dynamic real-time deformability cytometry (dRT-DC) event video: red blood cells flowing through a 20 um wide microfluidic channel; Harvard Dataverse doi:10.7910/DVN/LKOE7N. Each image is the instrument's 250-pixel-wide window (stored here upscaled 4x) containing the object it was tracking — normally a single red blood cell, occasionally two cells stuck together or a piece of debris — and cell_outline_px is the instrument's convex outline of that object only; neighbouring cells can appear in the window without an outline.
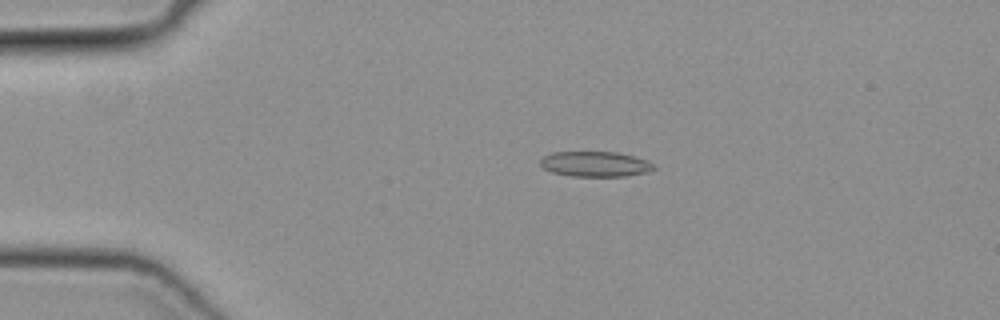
{"species": "common noctule bat (a hibernating species)", "species_latin": "Nyctalus noctula", "temperature_condition": "cold", "stored_images_in_passage": 45, "camera_frame_rate_fps": 3000, "um_per_image_px": 0.085, "animal": {"sex": "female", "body_mass_g": 19.3, "forearm_length_mm": 54.1}, "frame": {"image": 1, "passage_image": 6, "time_ms": 1.667, "image_size_px": [1000, 320], "cell_outline_px": [[656, 168], [644, 172], [624, 176], [572, 176], [552, 172], [544, 168], [540, 164], [540, 160], [544, 156], [552, 152], [616, 152], [632, 156], [644, 160], [652, 164]], "centroid_in_image_um": [50.53, 13.94], "position_along_channel_um": 34.5, "area_um2": 16.36}}
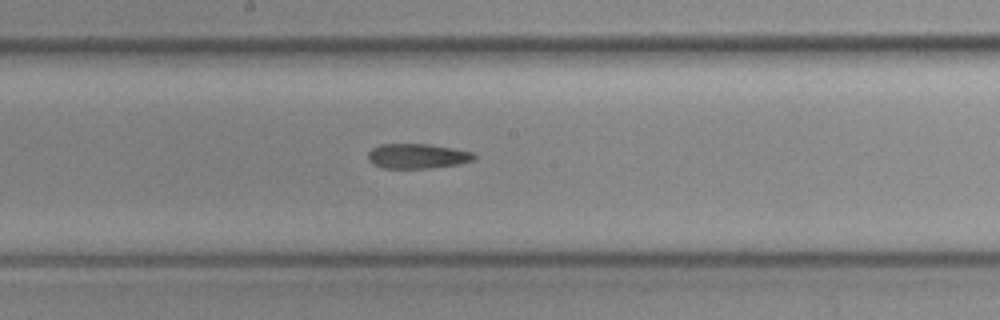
{"frame": {"image": 2, "passage_image": 22, "time_ms": 7.0, "image_size_px": [1000, 320], "cell_outline_px": [[476, 156], [472, 160], [456, 164], [428, 168], [384, 168], [368, 160], [368, 152], [372, 148], [380, 144], [428, 144], [452, 148], [472, 152]], "centroid_in_image_um": [35.44, 13.26], "position_along_channel_um": 212.8, "area_um2": 15.09}}
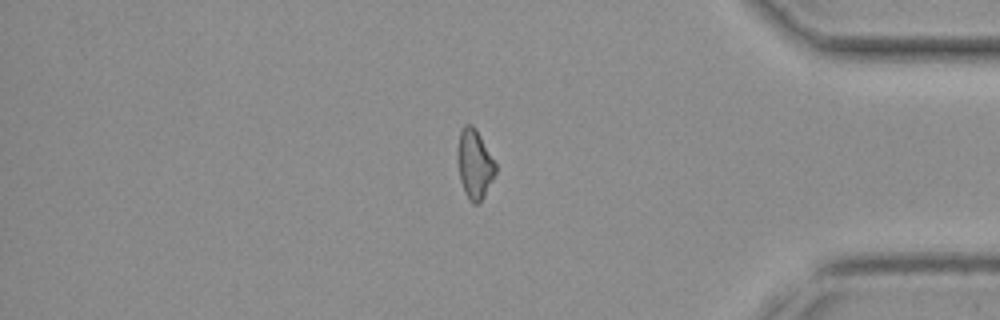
{"frame": {"image": 3, "passage_image": 37, "time_ms": 12.0, "image_size_px": [1000, 320], "cell_outline_px": [[496, 172], [484, 196], [476, 204], [472, 204], [464, 192], [460, 180], [456, 156], [460, 128], [464, 124], [472, 124], [476, 128], [496, 164]], "centroid_in_image_um": [40.31, 13.91], "position_along_channel_um": 394.9, "area_um2": 15.43}}